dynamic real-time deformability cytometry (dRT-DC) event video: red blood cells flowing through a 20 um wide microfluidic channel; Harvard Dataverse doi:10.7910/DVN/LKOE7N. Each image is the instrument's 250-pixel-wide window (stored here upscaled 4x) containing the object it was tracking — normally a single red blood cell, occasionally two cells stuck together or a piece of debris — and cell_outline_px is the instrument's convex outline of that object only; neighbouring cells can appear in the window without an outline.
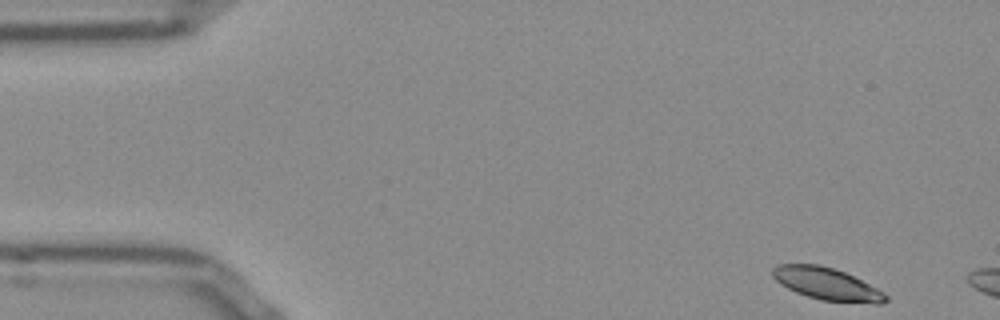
{"species": "Egyptian fruit bat (a non-hibernating species)", "species_latin": "Rousettus aegyptiacus", "temperature_condition": "room temperature", "stored_images_in_passage": 11, "camera_frame_rate_fps": 3000, "um_per_image_px": 0.085, "frame": {"image": 1, "passage_image": 1, "time_ms": 0.0, "image_size_px": [1000, 320], "cell_outline_px": [[888, 300], [880, 304], [876, 304], [820, 300], [796, 292], [780, 284], [772, 276], [772, 268], [776, 264], [820, 264], [844, 272], [884, 292], [888, 296]], "centroid_in_image_um": [70.26, 24.13], "position_along_channel_um": 14.7, "area_um2": 21.15}}